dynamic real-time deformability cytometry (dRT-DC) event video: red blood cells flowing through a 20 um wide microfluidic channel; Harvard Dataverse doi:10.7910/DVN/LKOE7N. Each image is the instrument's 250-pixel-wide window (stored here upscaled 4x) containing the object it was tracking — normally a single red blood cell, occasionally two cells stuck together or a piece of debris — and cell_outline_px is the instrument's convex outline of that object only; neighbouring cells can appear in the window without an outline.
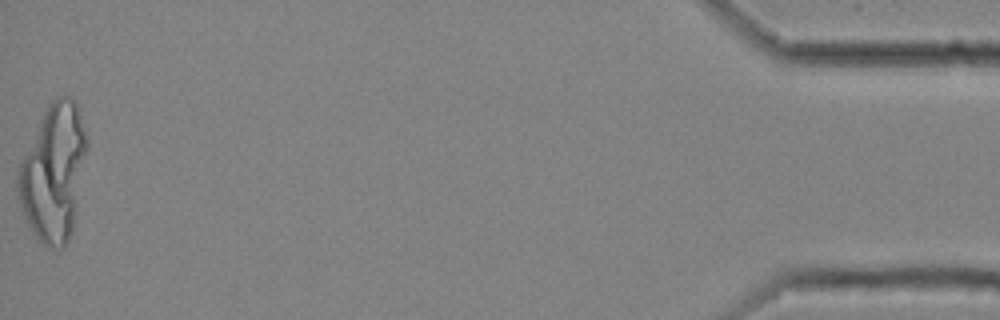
{"species": "common noctule bat (a hibernating species)", "species_latin": "Nyctalus noctula", "temperature_condition": "cold", "stored_images_in_passage": 59, "camera_frame_rate_fps": 3000, "um_per_image_px": 0.085, "animal": {"sex": "female", "body_mass_g": 25.1}, "frame": {"image": 1, "passage_image": 59, "time_ms": 19.333, "image_size_px": [1000, 320], "cell_outline_px": [[88, 148], [72, 232], [64, 248], [48, 248], [32, 232], [24, 220], [20, 208], [16, 188], [16, 172], [44, 112], [48, 104], [56, 96], [68, 96], [80, 108], [88, 136]], "centroid_in_image_um": [4.56, 14.68], "position_along_channel_um": 430.6, "area_um2": 55.37}}